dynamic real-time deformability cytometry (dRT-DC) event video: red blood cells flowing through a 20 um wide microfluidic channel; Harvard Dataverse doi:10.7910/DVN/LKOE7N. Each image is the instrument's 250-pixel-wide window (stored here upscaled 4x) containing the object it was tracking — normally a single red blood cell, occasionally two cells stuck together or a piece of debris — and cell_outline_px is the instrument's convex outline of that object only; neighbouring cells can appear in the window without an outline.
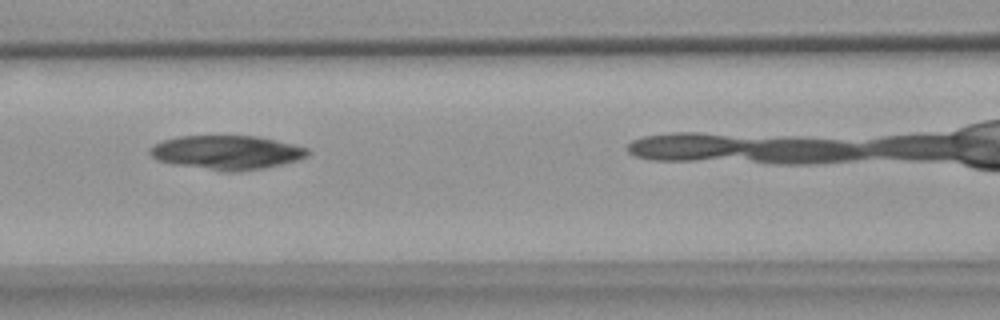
{"species": "common noctule bat (a hibernating species)", "species_latin": "Nyctalus noctula", "temperature_condition": "warm", "stored_images_in_passage": 5, "camera_frame_rate_fps": 3000, "um_per_image_px": 0.085, "animal": {"sex": "female", "body_mass_g": 18.4}, "frame": {"image": 1, "passage_image": 4, "time_ms": 4.333, "image_size_px": [1000, 320], "cell_outline_px": [[308, 156], [296, 160], [264, 168], [240, 172], [220, 172], [176, 164], [156, 160], [148, 152], [156, 144], [164, 140], [176, 136], [256, 136], [276, 140], [308, 148]], "centroid_in_image_um": [19.27, 12.97], "position_along_channel_um": 147.3, "area_um2": 31.21}}
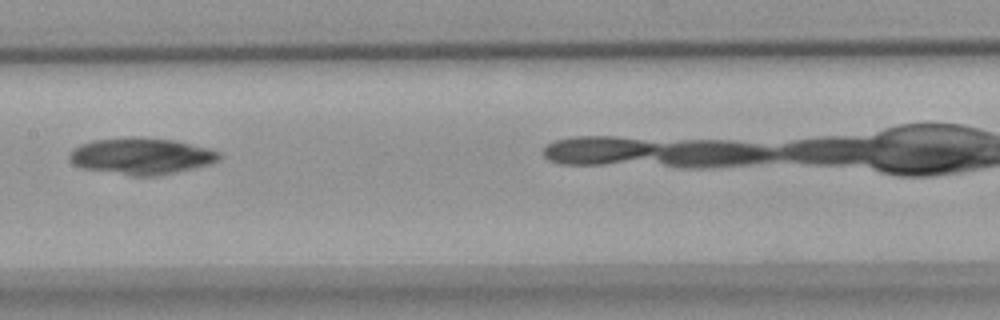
{"frame": {"image": 2, "passage_image": 5, "time_ms": 5.667, "image_size_px": [1000, 320], "cell_outline_px": [[220, 160], [208, 164], [160, 176], [132, 176], [80, 168], [68, 156], [72, 148], [80, 144], [92, 140], [128, 136], [136, 136], [172, 140], [208, 148], [220, 152]], "centroid_in_image_um": [11.98, 13.26], "position_along_channel_um": 195.4, "area_um2": 32.02}}